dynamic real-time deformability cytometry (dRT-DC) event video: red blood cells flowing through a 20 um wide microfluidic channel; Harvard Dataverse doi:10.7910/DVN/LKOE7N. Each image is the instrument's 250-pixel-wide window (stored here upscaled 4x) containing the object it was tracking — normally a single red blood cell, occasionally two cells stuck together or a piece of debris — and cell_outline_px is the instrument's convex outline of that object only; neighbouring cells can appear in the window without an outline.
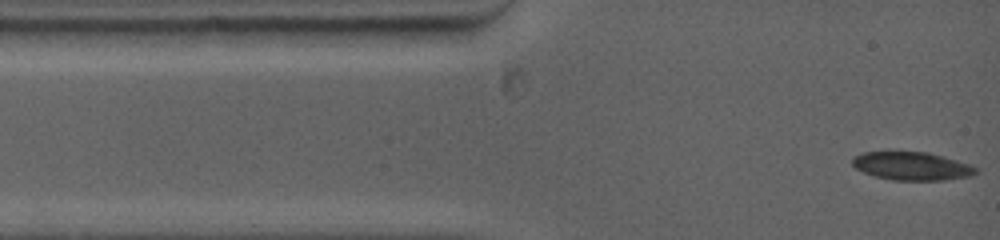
{"species": "common noctule bat (a hibernating species)", "species_latin": "Nyctalus noctula", "temperature_condition": "warm", "stored_images_in_passage": 12, "camera_frame_rate_fps": 5000, "um_per_image_px": 0.085, "animal": {"sex": "female", "body_mass_g": 19.0, "forearm_length_mm": 53.3}, "frame": {"image": 1, "passage_image": 1, "time_ms": 0.0, "image_size_px": [1000, 240], "cell_outline_px": [[976, 172], [972, 176], [944, 180], [892, 180], [876, 176], [864, 172], [856, 168], [852, 164], [852, 156], [864, 152], [928, 152], [944, 156], [968, 164], [976, 168]], "centroid_in_image_um": [77.49, 14.11], "position_along_channel_um": 7.5, "area_um2": 20.17}}
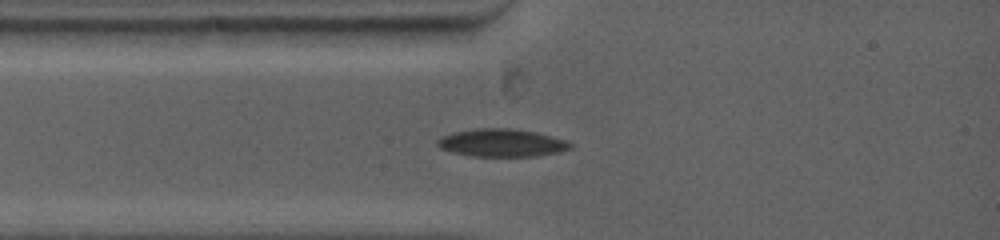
{"frame": {"image": 2, "passage_image": 7, "time_ms": 2.0, "image_size_px": [1000, 240], "cell_outline_px": [[572, 148], [560, 152], [536, 156], [472, 156], [452, 152], [440, 148], [436, 144], [436, 140], [452, 132], [476, 128], [512, 128], [536, 132], [564, 140], [572, 144]], "centroid_in_image_um": [42.63, 12.14], "position_along_channel_um": 42.4, "area_um2": 21.5}}
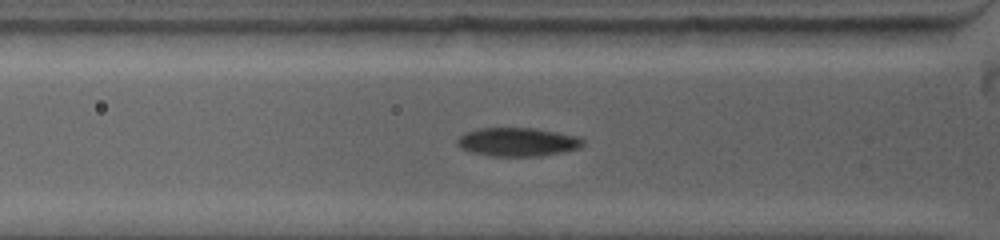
{"frame": {"image": 3, "passage_image": 10, "time_ms": 3.0, "image_size_px": [1000, 240], "cell_outline_px": [[584, 144], [580, 148], [564, 152], [540, 156], [492, 156], [472, 152], [460, 148], [456, 144], [456, 140], [464, 132], [476, 128], [536, 128], [580, 136], [584, 140]], "centroid_in_image_um": [44.01, 12.06], "position_along_channel_um": 81.8, "area_um2": 21.27}}